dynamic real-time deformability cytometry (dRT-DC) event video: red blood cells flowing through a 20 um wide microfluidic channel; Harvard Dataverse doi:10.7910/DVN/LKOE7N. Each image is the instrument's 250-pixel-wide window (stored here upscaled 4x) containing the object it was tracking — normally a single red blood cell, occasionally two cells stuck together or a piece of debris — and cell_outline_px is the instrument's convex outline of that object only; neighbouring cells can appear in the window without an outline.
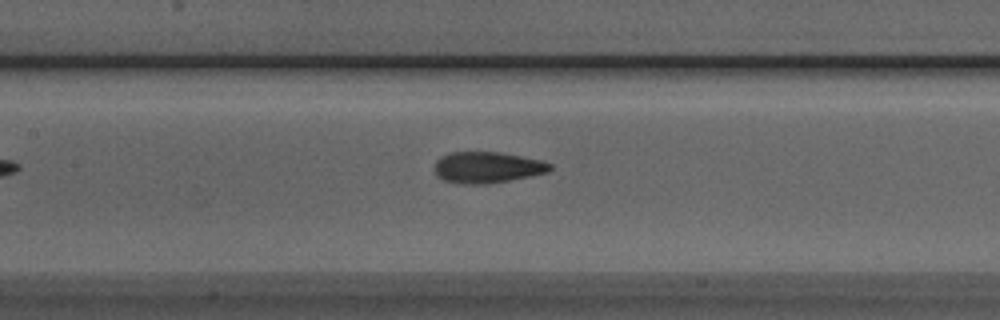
{"species": "Egyptian fruit bat (a non-hibernating species)", "species_latin": "Rousettus aegyptiacus", "temperature_condition": "room temperature", "stored_images_in_passage": 23, "camera_frame_rate_fps": 3000, "um_per_image_px": 0.085, "animal": {"sex": "male"}, "frame": {"image": 1, "passage_image": 10, "time_ms": 3.0, "image_size_px": [1000, 320], "cell_outline_px": [[552, 168], [548, 172], [508, 180], [484, 184], [464, 184], [444, 180], [436, 176], [436, 160], [440, 156], [448, 152], [500, 152], [544, 160], [552, 164]], "centroid_in_image_um": [41.42, 14.21], "position_along_channel_um": 166.0, "area_um2": 20.98}}
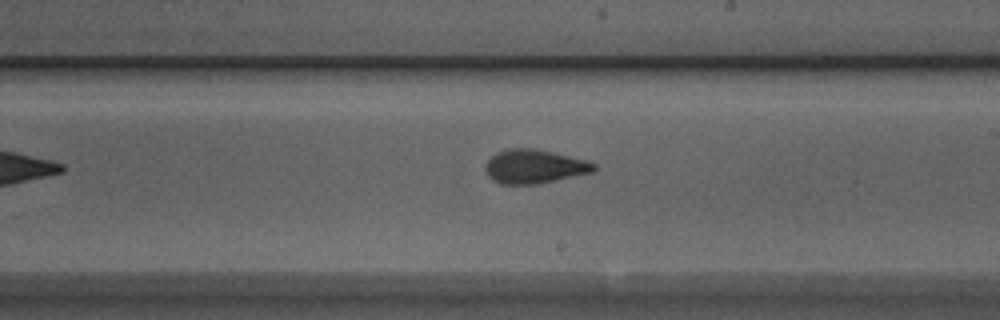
{"frame": {"image": 2, "passage_image": 16, "time_ms": 5.0, "image_size_px": [1000, 320], "cell_outline_px": [[596, 168], [592, 172], [540, 184], [500, 184], [492, 180], [488, 176], [484, 168], [488, 160], [496, 152], [508, 148], [536, 148], [588, 160], [596, 164]], "centroid_in_image_um": [45.41, 14.15], "position_along_channel_um": 243.6, "area_um2": 21.68}}
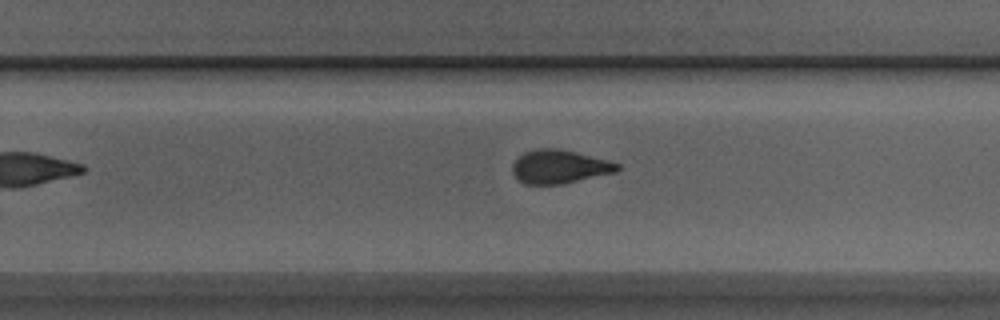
{"frame": {"image": 3, "passage_image": 19, "time_ms": 6.0, "image_size_px": [1000, 320], "cell_outline_px": [[620, 168], [616, 172], [560, 184], [524, 184], [516, 180], [512, 172], [512, 164], [524, 152], [540, 148], [556, 148], [576, 152], [608, 160], [620, 164]], "centroid_in_image_um": [47.52, 14.17], "position_along_channel_um": 282.3, "area_um2": 20.46}}